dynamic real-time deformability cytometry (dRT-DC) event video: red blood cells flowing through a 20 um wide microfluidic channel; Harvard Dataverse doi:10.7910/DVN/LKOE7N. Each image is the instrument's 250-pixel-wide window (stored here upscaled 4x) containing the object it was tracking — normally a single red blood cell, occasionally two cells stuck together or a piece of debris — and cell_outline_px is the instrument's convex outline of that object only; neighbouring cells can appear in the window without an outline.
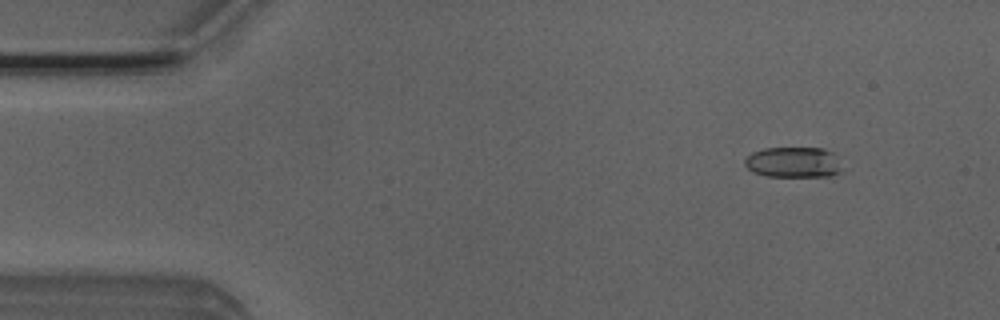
{"species": "Egyptian fruit bat (a non-hibernating species)", "species_latin": "Rousettus aegyptiacus", "temperature_condition": "room temperature", "stored_images_in_passage": 49, "camera_frame_rate_fps": 3000, "um_per_image_px": 0.085, "animal": {"sex": "male"}, "frame": {"image": 1, "passage_image": 2, "time_ms": 0.333, "image_size_px": [1000, 320], "cell_outline_px": [[840, 172], [828, 176], [768, 176], [752, 172], [744, 164], [744, 160], [752, 152], [764, 148], [824, 148], [832, 152], [836, 156], [840, 168]], "centroid_in_image_um": [67.41, 13.79], "position_along_channel_um": 17.6, "area_um2": 17.22}}
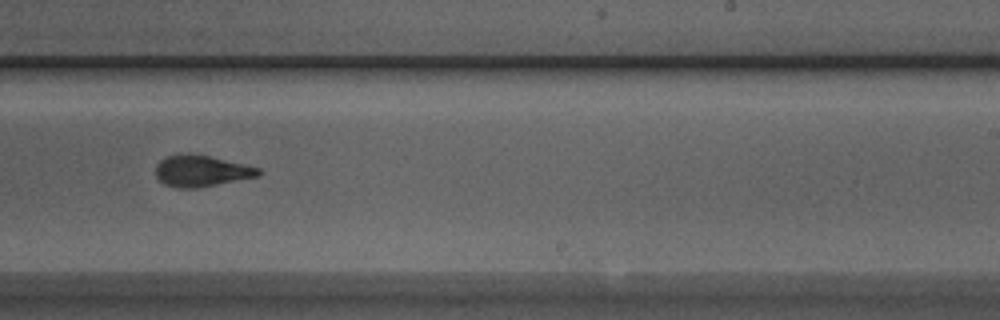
{"frame": {"image": 2, "passage_image": 28, "time_ms": 9.0, "image_size_px": [1000, 320], "cell_outline_px": [[260, 176], [196, 188], [180, 188], [164, 184], [156, 176], [156, 164], [160, 160], [168, 156], [188, 152], [208, 156], [260, 168]], "centroid_in_image_um": [17.09, 14.52], "position_along_channel_um": 271.9, "area_um2": 18.61}}
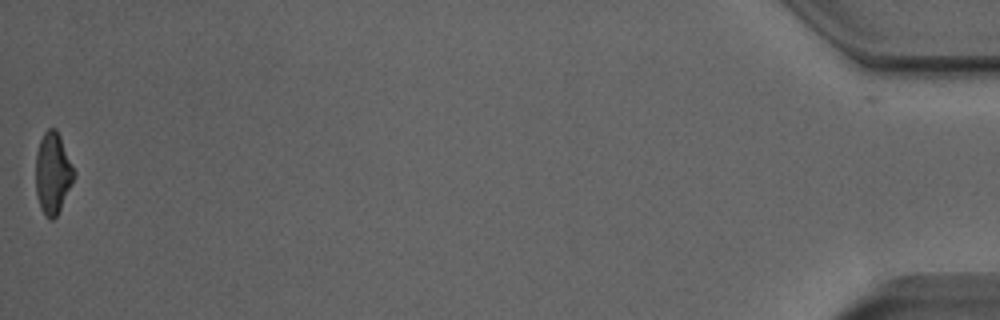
{"frame": {"image": 3, "passage_image": 48, "time_ms": 15.667, "image_size_px": [1000, 320], "cell_outline_px": [[76, 176], [56, 216], [52, 220], [48, 220], [40, 208], [36, 192], [36, 152], [40, 140], [44, 132], [48, 128], [56, 128], [60, 136], [76, 172]], "centroid_in_image_um": [4.49, 14.71], "position_along_channel_um": 430.7, "area_um2": 18.21}, "authors_computed_cell_mechanics": {"area_um2": 18.496, "velocity_mm_per_s": 3.9686, "shape_relaxation_time_tau1_ms": 3.5531, "shape_relaxation_time_tau2_ms": 2.2083, "deformation_change_tau1": 0.1573, "deformation_change_tau2": 0.1087}}